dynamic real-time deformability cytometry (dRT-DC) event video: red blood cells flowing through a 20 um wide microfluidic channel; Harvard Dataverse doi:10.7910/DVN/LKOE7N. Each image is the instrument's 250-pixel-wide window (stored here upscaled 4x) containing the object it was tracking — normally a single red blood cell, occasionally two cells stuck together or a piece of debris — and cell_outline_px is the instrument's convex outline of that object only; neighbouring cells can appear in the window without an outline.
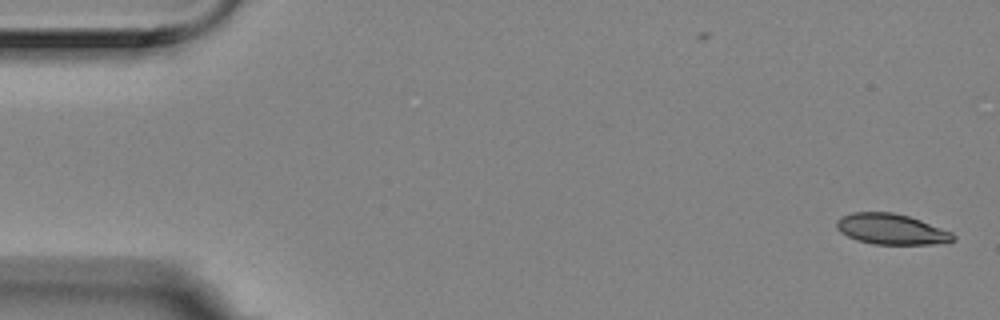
{"species": "Egyptian fruit bat (a non-hibernating species)", "species_latin": "Rousettus aegyptiacus", "temperature_condition": "room temperature", "stored_images_in_passage": 2, "camera_frame_rate_fps": 3000, "um_per_image_px": 0.085, "animal": {"sex": "female"}, "frame": {"image": 1, "passage_image": 2, "time_ms": 0.333, "image_size_px": [1000, 320], "cell_outline_px": [[956, 240], [932, 244], [872, 244], [856, 240], [840, 232], [836, 228], [836, 220], [840, 216], [852, 212], [892, 212], [908, 216], [920, 220], [952, 232], [956, 236]], "centroid_in_image_um": [75.72, 19.47], "position_along_channel_um": 9.3, "area_um2": 20.87}}